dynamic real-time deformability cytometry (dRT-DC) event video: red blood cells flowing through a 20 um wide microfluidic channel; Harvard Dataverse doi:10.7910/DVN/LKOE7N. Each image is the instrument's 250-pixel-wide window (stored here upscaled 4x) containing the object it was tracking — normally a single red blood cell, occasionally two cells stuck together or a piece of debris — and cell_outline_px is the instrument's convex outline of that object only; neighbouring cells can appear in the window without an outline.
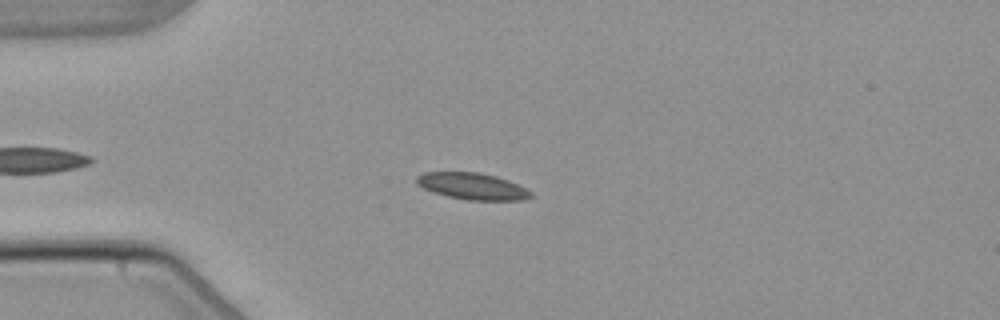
{"species": "common noctule bat (a hibernating species)", "species_latin": "Nyctalus noctula", "temperature_condition": "warm", "stored_images_in_passage": 8, "camera_frame_rate_fps": 3000, "um_per_image_px": 0.085, "animal": {"sex": "male", "body_mass_g": 21.5, "forearm_length_mm": 52.0}, "frame": {"image": 1, "passage_image": 4, "time_ms": 4.667, "image_size_px": [1000, 320], "cell_outline_px": [[532, 196], [524, 200], [468, 200], [448, 196], [432, 192], [416, 184], [416, 176], [424, 172], [480, 172], [496, 176], [508, 180], [532, 192]], "centroid_in_image_um": [40.13, 15.82], "position_along_channel_um": 44.9, "area_um2": 17.69}}
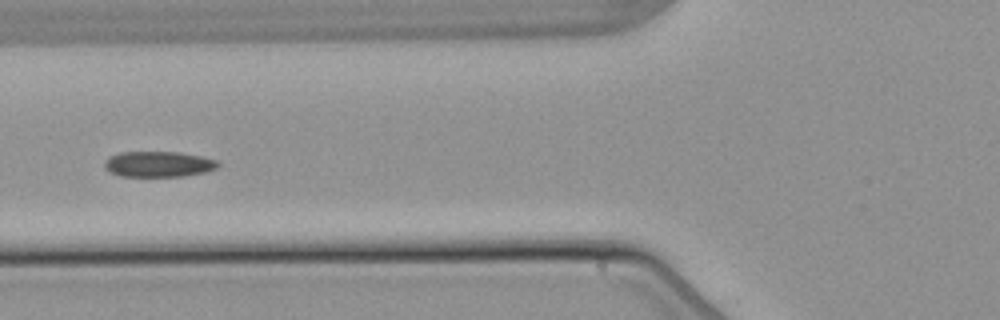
{"frame": {"image": 2, "passage_image": 6, "time_ms": 7.0, "image_size_px": [1000, 320], "cell_outline_px": [[220, 164], [216, 168], [208, 172], [184, 176], [120, 176], [104, 168], [104, 160], [108, 156], [120, 152], [180, 152], [200, 156], [216, 160]], "centroid_in_image_um": [13.46, 13.95], "position_along_channel_um": 112.3, "area_um2": 17.05}}